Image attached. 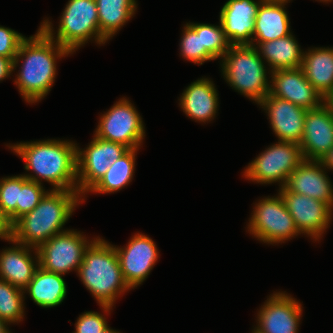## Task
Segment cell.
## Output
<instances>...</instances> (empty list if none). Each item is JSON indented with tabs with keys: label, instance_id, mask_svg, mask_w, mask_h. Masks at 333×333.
<instances>
[{
	"label": "cell",
	"instance_id": "obj_3",
	"mask_svg": "<svg viewBox=\"0 0 333 333\" xmlns=\"http://www.w3.org/2000/svg\"><path fill=\"white\" fill-rule=\"evenodd\" d=\"M83 201L78 191L49 190L31 212L12 224L10 238L17 243L38 248L54 235L66 231L62 229L63 226L75 207Z\"/></svg>",
	"mask_w": 333,
	"mask_h": 333
},
{
	"label": "cell",
	"instance_id": "obj_22",
	"mask_svg": "<svg viewBox=\"0 0 333 333\" xmlns=\"http://www.w3.org/2000/svg\"><path fill=\"white\" fill-rule=\"evenodd\" d=\"M286 3L282 0H264L260 4L254 22L253 46L291 34L289 17L284 7Z\"/></svg>",
	"mask_w": 333,
	"mask_h": 333
},
{
	"label": "cell",
	"instance_id": "obj_38",
	"mask_svg": "<svg viewBox=\"0 0 333 333\" xmlns=\"http://www.w3.org/2000/svg\"><path fill=\"white\" fill-rule=\"evenodd\" d=\"M324 103L329 107L332 116H333V93L328 95L325 99H324Z\"/></svg>",
	"mask_w": 333,
	"mask_h": 333
},
{
	"label": "cell",
	"instance_id": "obj_13",
	"mask_svg": "<svg viewBox=\"0 0 333 333\" xmlns=\"http://www.w3.org/2000/svg\"><path fill=\"white\" fill-rule=\"evenodd\" d=\"M124 247L115 246V250L124 279L134 289L148 277L159 252L154 241L142 233H135Z\"/></svg>",
	"mask_w": 333,
	"mask_h": 333
},
{
	"label": "cell",
	"instance_id": "obj_11",
	"mask_svg": "<svg viewBox=\"0 0 333 333\" xmlns=\"http://www.w3.org/2000/svg\"><path fill=\"white\" fill-rule=\"evenodd\" d=\"M86 149V150H85ZM85 149L77 146V190L87 193L108 171L109 166L124 155L129 148L96 135Z\"/></svg>",
	"mask_w": 333,
	"mask_h": 333
},
{
	"label": "cell",
	"instance_id": "obj_16",
	"mask_svg": "<svg viewBox=\"0 0 333 333\" xmlns=\"http://www.w3.org/2000/svg\"><path fill=\"white\" fill-rule=\"evenodd\" d=\"M258 105L267 113L279 141L301 143L307 109L268 94Z\"/></svg>",
	"mask_w": 333,
	"mask_h": 333
},
{
	"label": "cell",
	"instance_id": "obj_26",
	"mask_svg": "<svg viewBox=\"0 0 333 333\" xmlns=\"http://www.w3.org/2000/svg\"><path fill=\"white\" fill-rule=\"evenodd\" d=\"M100 34L108 41L120 30L137 9L136 0H95Z\"/></svg>",
	"mask_w": 333,
	"mask_h": 333
},
{
	"label": "cell",
	"instance_id": "obj_41",
	"mask_svg": "<svg viewBox=\"0 0 333 333\" xmlns=\"http://www.w3.org/2000/svg\"><path fill=\"white\" fill-rule=\"evenodd\" d=\"M318 1H320V2H331L332 0H318Z\"/></svg>",
	"mask_w": 333,
	"mask_h": 333
},
{
	"label": "cell",
	"instance_id": "obj_7",
	"mask_svg": "<svg viewBox=\"0 0 333 333\" xmlns=\"http://www.w3.org/2000/svg\"><path fill=\"white\" fill-rule=\"evenodd\" d=\"M304 160L299 144L278 140L246 166L244 176L260 184L279 182L284 187L289 175Z\"/></svg>",
	"mask_w": 333,
	"mask_h": 333
},
{
	"label": "cell",
	"instance_id": "obj_34",
	"mask_svg": "<svg viewBox=\"0 0 333 333\" xmlns=\"http://www.w3.org/2000/svg\"><path fill=\"white\" fill-rule=\"evenodd\" d=\"M25 38L11 28L0 26V56L10 58L13 61Z\"/></svg>",
	"mask_w": 333,
	"mask_h": 333
},
{
	"label": "cell",
	"instance_id": "obj_1",
	"mask_svg": "<svg viewBox=\"0 0 333 333\" xmlns=\"http://www.w3.org/2000/svg\"><path fill=\"white\" fill-rule=\"evenodd\" d=\"M69 54L40 27L35 35L21 42L13 60V71L22 60L14 82L26 102L36 103L48 94L55 81L57 59Z\"/></svg>",
	"mask_w": 333,
	"mask_h": 333
},
{
	"label": "cell",
	"instance_id": "obj_29",
	"mask_svg": "<svg viewBox=\"0 0 333 333\" xmlns=\"http://www.w3.org/2000/svg\"><path fill=\"white\" fill-rule=\"evenodd\" d=\"M181 37L180 51L181 56L195 64L202 65L206 61L215 60L202 47L201 23H186Z\"/></svg>",
	"mask_w": 333,
	"mask_h": 333
},
{
	"label": "cell",
	"instance_id": "obj_25",
	"mask_svg": "<svg viewBox=\"0 0 333 333\" xmlns=\"http://www.w3.org/2000/svg\"><path fill=\"white\" fill-rule=\"evenodd\" d=\"M62 276L39 266L24 292L27 291L33 302L42 308L58 306L67 295V285Z\"/></svg>",
	"mask_w": 333,
	"mask_h": 333
},
{
	"label": "cell",
	"instance_id": "obj_17",
	"mask_svg": "<svg viewBox=\"0 0 333 333\" xmlns=\"http://www.w3.org/2000/svg\"><path fill=\"white\" fill-rule=\"evenodd\" d=\"M300 147L305 160L316 161L333 147V116L324 102L307 110Z\"/></svg>",
	"mask_w": 333,
	"mask_h": 333
},
{
	"label": "cell",
	"instance_id": "obj_10",
	"mask_svg": "<svg viewBox=\"0 0 333 333\" xmlns=\"http://www.w3.org/2000/svg\"><path fill=\"white\" fill-rule=\"evenodd\" d=\"M86 239L82 233L74 230L54 235L37 248L39 266L60 275L72 270L78 271L86 249L94 241Z\"/></svg>",
	"mask_w": 333,
	"mask_h": 333
},
{
	"label": "cell",
	"instance_id": "obj_32",
	"mask_svg": "<svg viewBox=\"0 0 333 333\" xmlns=\"http://www.w3.org/2000/svg\"><path fill=\"white\" fill-rule=\"evenodd\" d=\"M43 185L27 179L19 188V203H17V219L31 212L42 200L45 194Z\"/></svg>",
	"mask_w": 333,
	"mask_h": 333
},
{
	"label": "cell",
	"instance_id": "obj_27",
	"mask_svg": "<svg viewBox=\"0 0 333 333\" xmlns=\"http://www.w3.org/2000/svg\"><path fill=\"white\" fill-rule=\"evenodd\" d=\"M138 149L140 148L129 149L110 165L104 176L88 192L110 194L127 186L135 173V155Z\"/></svg>",
	"mask_w": 333,
	"mask_h": 333
},
{
	"label": "cell",
	"instance_id": "obj_37",
	"mask_svg": "<svg viewBox=\"0 0 333 333\" xmlns=\"http://www.w3.org/2000/svg\"><path fill=\"white\" fill-rule=\"evenodd\" d=\"M319 162L325 169L332 170L333 169V147L330 149L328 153H326Z\"/></svg>",
	"mask_w": 333,
	"mask_h": 333
},
{
	"label": "cell",
	"instance_id": "obj_24",
	"mask_svg": "<svg viewBox=\"0 0 333 333\" xmlns=\"http://www.w3.org/2000/svg\"><path fill=\"white\" fill-rule=\"evenodd\" d=\"M256 49L260 57L269 63V67L271 66L270 72L301 68L304 51L292 33L279 39L259 43Z\"/></svg>",
	"mask_w": 333,
	"mask_h": 333
},
{
	"label": "cell",
	"instance_id": "obj_39",
	"mask_svg": "<svg viewBox=\"0 0 333 333\" xmlns=\"http://www.w3.org/2000/svg\"><path fill=\"white\" fill-rule=\"evenodd\" d=\"M8 323L0 319V333H8Z\"/></svg>",
	"mask_w": 333,
	"mask_h": 333
},
{
	"label": "cell",
	"instance_id": "obj_14",
	"mask_svg": "<svg viewBox=\"0 0 333 333\" xmlns=\"http://www.w3.org/2000/svg\"><path fill=\"white\" fill-rule=\"evenodd\" d=\"M302 305L287 293L275 292L257 314V333H298Z\"/></svg>",
	"mask_w": 333,
	"mask_h": 333
},
{
	"label": "cell",
	"instance_id": "obj_6",
	"mask_svg": "<svg viewBox=\"0 0 333 333\" xmlns=\"http://www.w3.org/2000/svg\"><path fill=\"white\" fill-rule=\"evenodd\" d=\"M40 28L71 54L85 45L92 37L99 45L105 44L107 41L100 34L95 0H68L62 16H60L56 38L52 23L48 19L41 23Z\"/></svg>",
	"mask_w": 333,
	"mask_h": 333
},
{
	"label": "cell",
	"instance_id": "obj_35",
	"mask_svg": "<svg viewBox=\"0 0 333 333\" xmlns=\"http://www.w3.org/2000/svg\"><path fill=\"white\" fill-rule=\"evenodd\" d=\"M12 234V224L9 222L8 218L3 214L0 207V238L9 239Z\"/></svg>",
	"mask_w": 333,
	"mask_h": 333
},
{
	"label": "cell",
	"instance_id": "obj_36",
	"mask_svg": "<svg viewBox=\"0 0 333 333\" xmlns=\"http://www.w3.org/2000/svg\"><path fill=\"white\" fill-rule=\"evenodd\" d=\"M13 71V61L10 58L0 56V81L10 77Z\"/></svg>",
	"mask_w": 333,
	"mask_h": 333
},
{
	"label": "cell",
	"instance_id": "obj_2",
	"mask_svg": "<svg viewBox=\"0 0 333 333\" xmlns=\"http://www.w3.org/2000/svg\"><path fill=\"white\" fill-rule=\"evenodd\" d=\"M25 161V169L35 175L24 176L39 184L42 179L51 183L53 190H77V144L65 140L20 142L8 146ZM41 180V181H40Z\"/></svg>",
	"mask_w": 333,
	"mask_h": 333
},
{
	"label": "cell",
	"instance_id": "obj_31",
	"mask_svg": "<svg viewBox=\"0 0 333 333\" xmlns=\"http://www.w3.org/2000/svg\"><path fill=\"white\" fill-rule=\"evenodd\" d=\"M202 47L214 58H223L230 48L228 39L225 37L221 26L201 23Z\"/></svg>",
	"mask_w": 333,
	"mask_h": 333
},
{
	"label": "cell",
	"instance_id": "obj_30",
	"mask_svg": "<svg viewBox=\"0 0 333 333\" xmlns=\"http://www.w3.org/2000/svg\"><path fill=\"white\" fill-rule=\"evenodd\" d=\"M26 180L27 178L24 175L8 176L0 179V207L11 224L17 220L19 188Z\"/></svg>",
	"mask_w": 333,
	"mask_h": 333
},
{
	"label": "cell",
	"instance_id": "obj_40",
	"mask_svg": "<svg viewBox=\"0 0 333 333\" xmlns=\"http://www.w3.org/2000/svg\"><path fill=\"white\" fill-rule=\"evenodd\" d=\"M102 333H120V332L119 331L117 332L116 330L114 331L108 326Z\"/></svg>",
	"mask_w": 333,
	"mask_h": 333
},
{
	"label": "cell",
	"instance_id": "obj_15",
	"mask_svg": "<svg viewBox=\"0 0 333 333\" xmlns=\"http://www.w3.org/2000/svg\"><path fill=\"white\" fill-rule=\"evenodd\" d=\"M271 96L290 101L310 110L319 107L324 99L306 79L301 68L270 72Z\"/></svg>",
	"mask_w": 333,
	"mask_h": 333
},
{
	"label": "cell",
	"instance_id": "obj_5",
	"mask_svg": "<svg viewBox=\"0 0 333 333\" xmlns=\"http://www.w3.org/2000/svg\"><path fill=\"white\" fill-rule=\"evenodd\" d=\"M222 59V74L232 89L258 104L269 94L266 66L255 46L231 45Z\"/></svg>",
	"mask_w": 333,
	"mask_h": 333
},
{
	"label": "cell",
	"instance_id": "obj_28",
	"mask_svg": "<svg viewBox=\"0 0 333 333\" xmlns=\"http://www.w3.org/2000/svg\"><path fill=\"white\" fill-rule=\"evenodd\" d=\"M24 290L0 279V319L8 324L24 318Z\"/></svg>",
	"mask_w": 333,
	"mask_h": 333
},
{
	"label": "cell",
	"instance_id": "obj_12",
	"mask_svg": "<svg viewBox=\"0 0 333 333\" xmlns=\"http://www.w3.org/2000/svg\"><path fill=\"white\" fill-rule=\"evenodd\" d=\"M279 194L283 198L298 231L304 235L306 233L315 241L321 239L332 219V208L327 203L303 194L290 192L285 187H280Z\"/></svg>",
	"mask_w": 333,
	"mask_h": 333
},
{
	"label": "cell",
	"instance_id": "obj_21",
	"mask_svg": "<svg viewBox=\"0 0 333 333\" xmlns=\"http://www.w3.org/2000/svg\"><path fill=\"white\" fill-rule=\"evenodd\" d=\"M218 93L213 81L201 78L182 93L179 104L186 116L198 122H210L217 113Z\"/></svg>",
	"mask_w": 333,
	"mask_h": 333
},
{
	"label": "cell",
	"instance_id": "obj_33",
	"mask_svg": "<svg viewBox=\"0 0 333 333\" xmlns=\"http://www.w3.org/2000/svg\"><path fill=\"white\" fill-rule=\"evenodd\" d=\"M104 316L98 312H84L78 317L73 333H102L108 327Z\"/></svg>",
	"mask_w": 333,
	"mask_h": 333
},
{
	"label": "cell",
	"instance_id": "obj_20",
	"mask_svg": "<svg viewBox=\"0 0 333 333\" xmlns=\"http://www.w3.org/2000/svg\"><path fill=\"white\" fill-rule=\"evenodd\" d=\"M7 241L12 242L16 246L3 249L0 253V279L6 280L11 285L24 290L39 267L37 248L17 243L11 238L7 239ZM31 249H35L36 256L34 258L36 260L31 257Z\"/></svg>",
	"mask_w": 333,
	"mask_h": 333
},
{
	"label": "cell",
	"instance_id": "obj_8",
	"mask_svg": "<svg viewBox=\"0 0 333 333\" xmlns=\"http://www.w3.org/2000/svg\"><path fill=\"white\" fill-rule=\"evenodd\" d=\"M247 226L250 234L272 245L284 243L301 234L279 193L276 197L268 196L255 204Z\"/></svg>",
	"mask_w": 333,
	"mask_h": 333
},
{
	"label": "cell",
	"instance_id": "obj_18",
	"mask_svg": "<svg viewBox=\"0 0 333 333\" xmlns=\"http://www.w3.org/2000/svg\"><path fill=\"white\" fill-rule=\"evenodd\" d=\"M264 0H228L222 7L219 22L230 45H252L254 22Z\"/></svg>",
	"mask_w": 333,
	"mask_h": 333
},
{
	"label": "cell",
	"instance_id": "obj_4",
	"mask_svg": "<svg viewBox=\"0 0 333 333\" xmlns=\"http://www.w3.org/2000/svg\"><path fill=\"white\" fill-rule=\"evenodd\" d=\"M77 273L107 314L117 297L131 289L124 279L115 246L100 237L86 249Z\"/></svg>",
	"mask_w": 333,
	"mask_h": 333
},
{
	"label": "cell",
	"instance_id": "obj_9",
	"mask_svg": "<svg viewBox=\"0 0 333 333\" xmlns=\"http://www.w3.org/2000/svg\"><path fill=\"white\" fill-rule=\"evenodd\" d=\"M144 129L142 117L132 103L123 97L102 114L94 135L136 149L143 142Z\"/></svg>",
	"mask_w": 333,
	"mask_h": 333
},
{
	"label": "cell",
	"instance_id": "obj_23",
	"mask_svg": "<svg viewBox=\"0 0 333 333\" xmlns=\"http://www.w3.org/2000/svg\"><path fill=\"white\" fill-rule=\"evenodd\" d=\"M301 69L323 99L333 93V47L308 49Z\"/></svg>",
	"mask_w": 333,
	"mask_h": 333
},
{
	"label": "cell",
	"instance_id": "obj_19",
	"mask_svg": "<svg viewBox=\"0 0 333 333\" xmlns=\"http://www.w3.org/2000/svg\"><path fill=\"white\" fill-rule=\"evenodd\" d=\"M319 161L304 160L288 177L285 188L327 203L333 209V185Z\"/></svg>",
	"mask_w": 333,
	"mask_h": 333
}]
</instances>
